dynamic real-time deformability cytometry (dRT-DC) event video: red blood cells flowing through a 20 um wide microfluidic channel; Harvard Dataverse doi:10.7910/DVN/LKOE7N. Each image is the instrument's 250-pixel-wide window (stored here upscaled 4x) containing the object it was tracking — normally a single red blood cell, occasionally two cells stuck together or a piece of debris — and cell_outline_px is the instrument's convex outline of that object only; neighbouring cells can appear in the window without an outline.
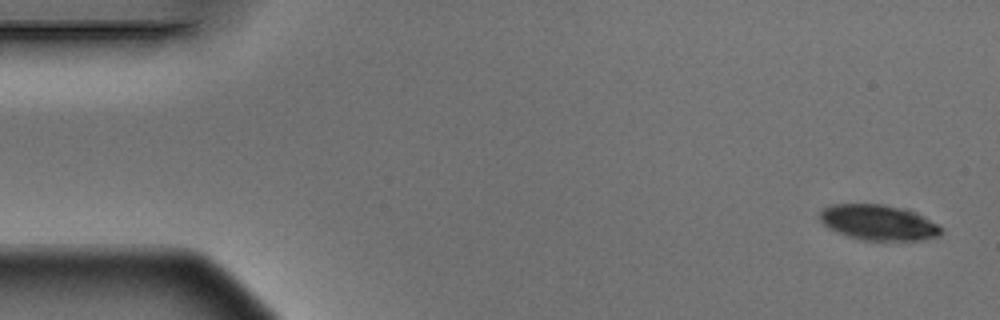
{"species": "Egyptian fruit bat (a non-hibernating species)", "species_latin": "Rousettus aegyptiacus", "temperature_condition": "warm", "stored_images_in_passage": 5, "camera_frame_rate_fps": 3000, "um_per_image_px": 0.085, "animal": {"sex": "male"}, "frame": {"image": 1, "passage_image": 1, "time_ms": 0.0, "image_size_px": [1000, 320], "cell_outline_px": [[944, 228], [940, 236], [924, 240], [860, 240], [836, 232], [828, 228], [820, 220], [820, 212], [824, 208], [832, 204], [884, 204], [900, 208], [912, 212], [940, 224]], "centroid_in_image_um": [74.68, 18.93], "position_along_channel_um": 10.3, "area_um2": 25.09}}
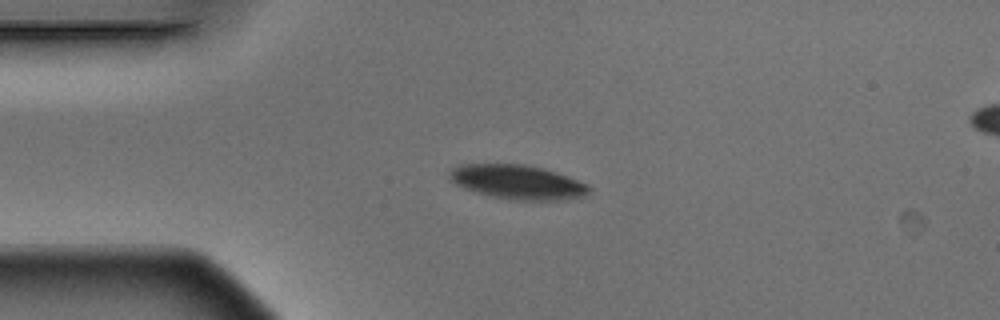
{"frame": {"image": 2, "passage_image": 4, "time_ms": 1.0, "image_size_px": [1000, 320], "cell_outline_px": [[592, 188], [584, 196], [564, 200], [516, 200], [492, 196], [476, 192], [464, 188], [448, 180], [448, 172], [452, 168], [460, 164], [524, 164], [544, 168], [568, 176], [588, 184]], "centroid_in_image_um": [43.98, 15.47], "position_along_channel_um": 41.0, "area_um2": 28.03}}